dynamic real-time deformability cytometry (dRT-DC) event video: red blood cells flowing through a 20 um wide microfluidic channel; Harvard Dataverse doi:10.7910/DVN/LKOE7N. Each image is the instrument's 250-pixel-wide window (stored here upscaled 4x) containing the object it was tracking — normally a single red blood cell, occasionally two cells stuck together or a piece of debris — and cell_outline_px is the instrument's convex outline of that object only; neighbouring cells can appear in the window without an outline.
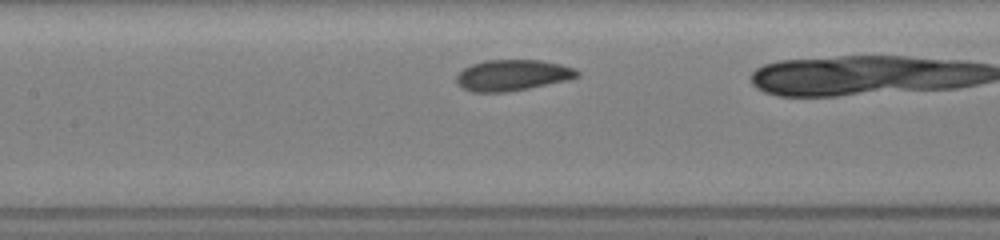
{"species": "common noctule bat (a hibernating species)", "species_latin": "Nyctalus noctula", "temperature_condition": "room temperature", "stored_images_in_passage": 13, "camera_frame_rate_fps": 3000, "um_per_image_px": 0.085, "animal": {"sex": "female", "body_mass_g": 19.5, "forearm_length_mm": 54.1}, "frame": {"image": 1, "passage_image": 11, "time_ms": 2.333, "image_size_px": [1000, 240], "cell_outline_px": [[580, 76], [568, 80], [508, 92], [472, 92], [460, 88], [456, 84], [456, 76], [464, 68], [472, 64], [484, 60], [540, 60], [560, 64], [576, 68], [580, 72]], "centroid_in_image_um": [43.55, 6.4], "position_along_channel_um": 163.8, "area_um2": 22.02}}